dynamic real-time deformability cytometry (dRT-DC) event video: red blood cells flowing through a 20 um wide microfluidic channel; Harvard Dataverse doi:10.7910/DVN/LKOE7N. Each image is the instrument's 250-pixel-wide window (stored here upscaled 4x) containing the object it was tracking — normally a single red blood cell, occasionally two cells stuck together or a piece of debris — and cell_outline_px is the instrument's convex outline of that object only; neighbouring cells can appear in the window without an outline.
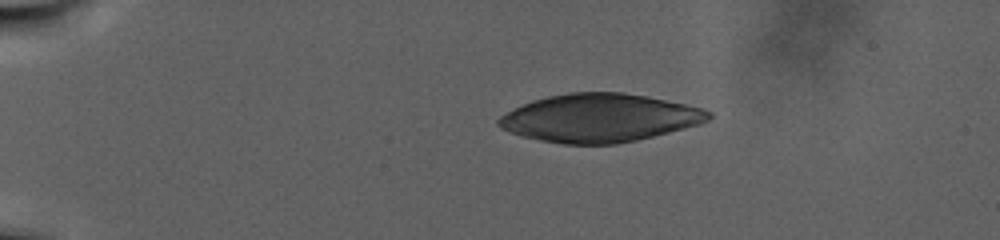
{"species": "human", "species_latin": "Homo sapiens", "temperature_condition": "warm", "stored_images_in_passage": 81, "camera_frame_rate_fps": 3000, "um_per_image_px": 0.085, "donor": {"sex": "male"}, "frame": {"image": 1, "passage_image": 1, "time_ms": 0.0, "image_size_px": [1000, 240], "cell_outline_px": [[712, 116], [708, 120], [700, 124], [636, 140], [616, 144], [564, 144], [540, 140], [520, 136], [508, 132], [500, 128], [496, 124], [496, 120], [500, 116], [532, 100], [548, 96], [568, 92], [620, 92], [644, 96], [704, 108], [712, 112]], "centroid_in_image_um": [50.93, 10.03], "position_along_channel_um": 34.1, "area_um2": 58.72}}
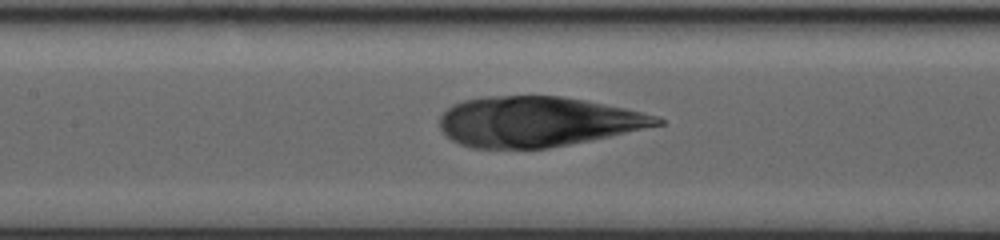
{"frame": {"image": 2, "passage_image": 31, "time_ms": 10.0, "image_size_px": [1000, 240], "cell_outline_px": [[664, 124], [608, 136], [548, 148], [472, 148], [460, 144], [452, 140], [440, 128], [440, 116], [452, 104], [464, 100], [484, 96], [560, 96], [584, 100], [624, 108], [656, 116], [664, 120]], "centroid_in_image_um": [45.63, 10.33], "position_along_channel_um": 161.8, "area_um2": 62.89}}
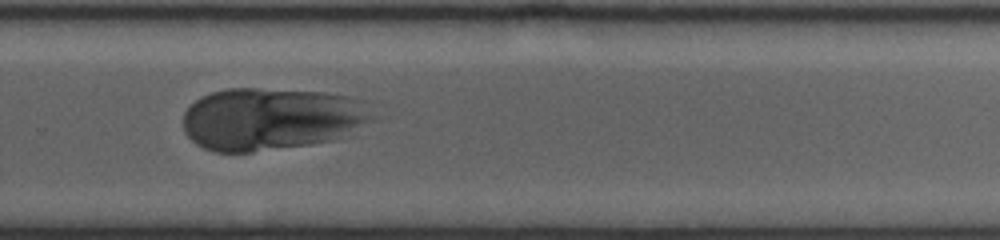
{"frame": {"image": 3, "passage_image": 52, "time_ms": 17.0, "image_size_px": [1000, 240], "cell_outline_px": [[388, 120], [336, 140], [252, 152], [216, 152], [204, 148], [196, 144], [184, 132], [184, 112], [200, 96], [212, 92], [228, 88], [256, 88], [324, 92], [348, 96], [368, 100]], "centroid_in_image_um": [23.34, 10.1], "position_along_channel_um": 306.5, "area_um2": 71.44}}